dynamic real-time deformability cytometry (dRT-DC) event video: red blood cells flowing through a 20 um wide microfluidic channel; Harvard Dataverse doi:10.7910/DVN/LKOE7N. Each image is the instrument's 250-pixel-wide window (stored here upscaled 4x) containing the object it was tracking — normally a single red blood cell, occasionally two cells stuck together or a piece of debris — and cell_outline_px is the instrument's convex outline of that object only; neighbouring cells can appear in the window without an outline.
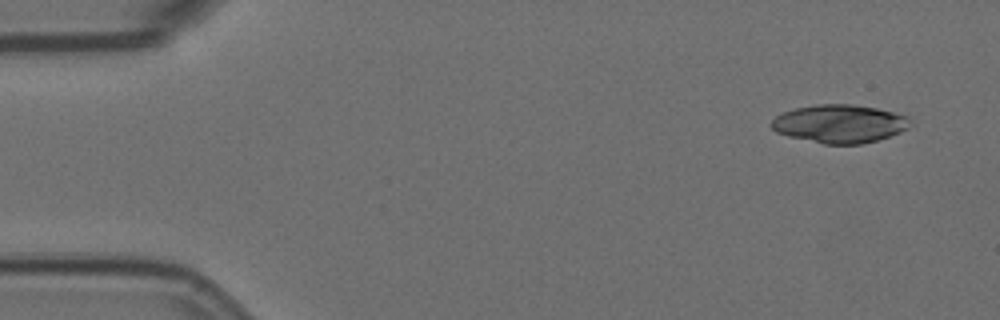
{"species": "Egyptian fruit bat (a non-hibernating species)", "species_latin": "Rousettus aegyptiacus", "temperature_condition": "room temperature", "stored_images_in_passage": 6, "camera_frame_rate_fps": 3000, "um_per_image_px": 0.085, "animal": {"sex": "female"}, "frame": {"image": 1, "passage_image": 1, "time_ms": 0.0, "image_size_px": [1000, 320], "cell_outline_px": [[912, 124], [908, 128], [900, 132], [876, 140], [860, 144], [824, 144], [788, 136], [776, 132], [768, 124], [776, 116], [784, 112], [796, 108], [816, 104], [852, 104], [876, 108], [908, 116], [912, 120]], "centroid_in_image_um": [71.36, 10.51], "position_along_channel_um": 13.6, "area_um2": 30.92}}